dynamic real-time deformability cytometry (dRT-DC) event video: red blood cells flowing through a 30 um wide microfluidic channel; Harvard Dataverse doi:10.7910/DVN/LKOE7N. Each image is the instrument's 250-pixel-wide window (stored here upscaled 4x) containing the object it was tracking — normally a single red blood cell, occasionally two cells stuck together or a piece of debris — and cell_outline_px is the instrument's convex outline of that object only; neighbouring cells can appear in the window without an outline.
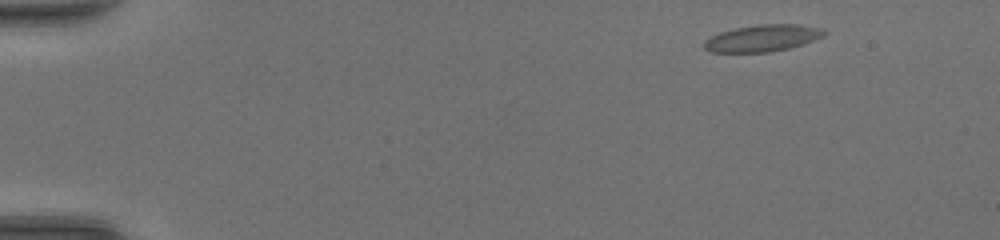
{"species": "common noctule bat (a hibernating species)", "species_latin": "Nyctalus noctula", "temperature_condition": "room temperature", "stored_images_in_passage": 45, "camera_frame_rate_fps": 3000, "um_per_image_px": 0.085, "animal": {"sex": "female", "body_mass_g": 20.0, "forearm_length_mm": 54.0}, "frame": {"image": 1, "passage_image": 2, "time_ms": 0.333, "image_size_px": [1000, 240], "cell_outline_px": [[828, 32], [824, 36], [788, 48], [768, 52], [712, 52], [704, 48], [704, 40], [720, 32], [736, 28], [756, 24], [800, 24], [820, 28]], "centroid_in_image_um": [64.81, 3.23], "position_along_channel_um": 20.2, "area_um2": 18.55}}
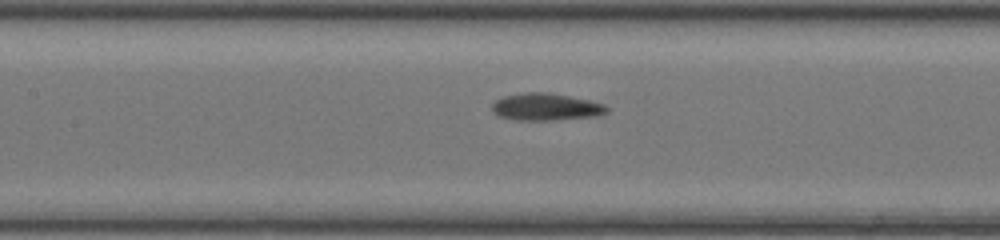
{"frame": {"image": 2, "passage_image": 20, "time_ms": 6.333, "image_size_px": [1000, 240], "cell_outline_px": [[608, 112], [600, 116], [552, 120], [516, 120], [496, 116], [492, 112], [492, 104], [496, 100], [504, 96], [524, 92], [552, 92], [592, 100], [604, 104], [608, 108]], "centroid_in_image_um": [46.42, 9.08], "position_along_channel_um": 161.0, "area_um2": 18.61}}
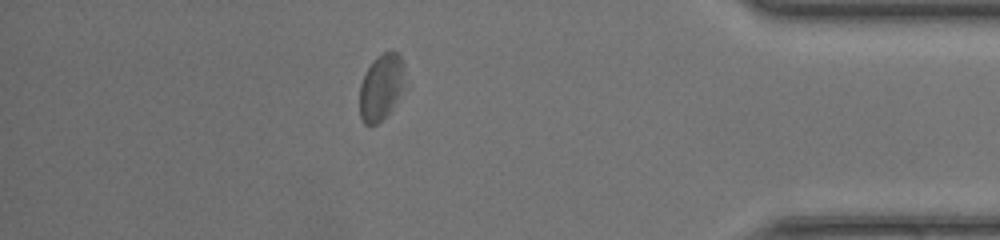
{"frame": {"image": 3, "passage_image": 39, "time_ms": 12.667, "image_size_px": [1000, 240], "cell_outline_px": [[408, 88], [388, 112], [376, 124], [364, 124], [360, 116], [360, 84], [372, 60], [376, 56], [384, 52], [400, 52], [404, 64], [408, 84]], "centroid_in_image_um": [32.48, 7.35], "position_along_channel_um": 402.7, "area_um2": 18.03}, "authors_computed_cell_mechanics": {"area_um2": 18.3226, "velocity_mm_per_s": 4.3523, "shape_relaxation_time_tau1_ms": 3.4492, "shape_relaxation_time_tau2_ms": 0.9758, "deformation_change_tau1": 0.1144, "deformation_change_tau2": 0.0707}}